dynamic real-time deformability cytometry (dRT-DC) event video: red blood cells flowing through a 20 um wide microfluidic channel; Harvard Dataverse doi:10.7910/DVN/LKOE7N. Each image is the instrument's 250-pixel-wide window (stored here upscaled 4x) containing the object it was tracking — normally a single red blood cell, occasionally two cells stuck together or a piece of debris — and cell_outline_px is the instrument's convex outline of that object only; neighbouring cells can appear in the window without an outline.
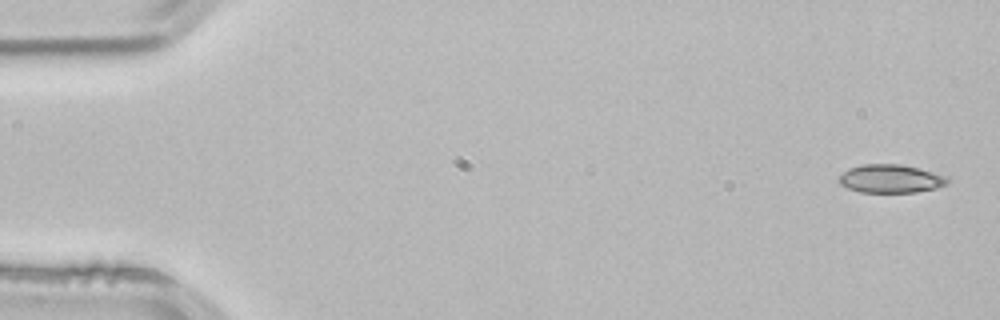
{"species": "common noctule bat (a hibernating species)", "species_latin": "Nyctalus noctula", "temperature_condition": "room temperature", "stored_images_in_passage": 3, "camera_frame_rate_fps": 3000, "um_per_image_px": 0.085, "animal": {"sex": "male", "body_mass_g": 21.5, "forearm_length_mm": 52.0}, "frame": {"image": 1, "passage_image": 1, "time_ms": 0.0, "image_size_px": [1000, 320], "cell_outline_px": [[948, 184], [936, 188], [916, 192], [860, 192], [848, 188], [840, 184], [840, 176], [848, 168], [864, 164], [900, 164], [948, 176]], "centroid_in_image_um": [75.72, 15.19], "position_along_channel_um": 9.3, "area_um2": 17.74}}